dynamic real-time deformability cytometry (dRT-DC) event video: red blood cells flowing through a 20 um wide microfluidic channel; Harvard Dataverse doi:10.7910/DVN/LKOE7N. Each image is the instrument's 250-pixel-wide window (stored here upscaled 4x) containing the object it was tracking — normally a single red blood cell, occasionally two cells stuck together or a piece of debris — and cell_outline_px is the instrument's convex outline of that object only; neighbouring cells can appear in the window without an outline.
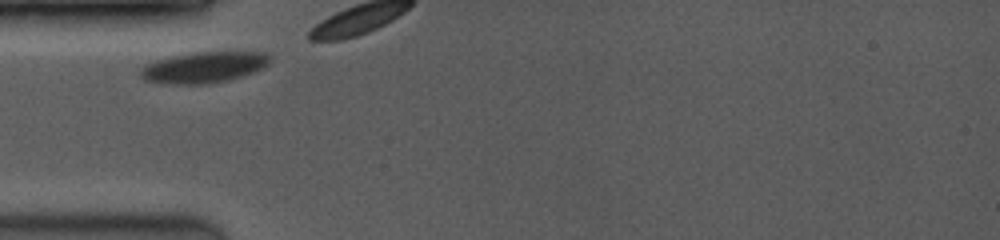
{"species": "common noctule bat (a hibernating species)", "species_latin": "Nyctalus noctula", "temperature_condition": "room temperature", "stored_images_in_passage": 17, "camera_frame_rate_fps": 3500, "um_per_image_px": 0.085, "animal": {"sex": "female", "body_mass_g": 19.0, "forearm_length_mm": 53.3}, "frame": {"image": 1, "passage_image": 1, "time_ms": 0.0, "image_size_px": [1000, 240], "cell_outline_px": [[272, 60], [264, 68], [228, 80], [208, 84], [176, 84], [144, 80], [140, 76], [140, 68], [156, 60], [172, 56], [192, 52], [268, 52], [272, 56]], "centroid_in_image_um": [17.37, 5.71], "position_along_channel_um": 67.6, "area_um2": 23.41}}
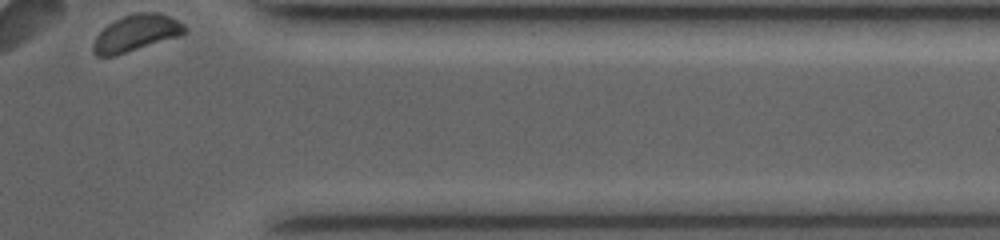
{"frame": {"image": 2, "passage_image": 17, "time_ms": 9.714, "image_size_px": [1000, 240], "cell_outline_px": [[188, 28], [180, 36], [112, 56], [96, 56], [92, 52], [92, 44], [96, 36], [108, 24], [124, 16], [136, 12], [160, 12], [184, 24]], "centroid_in_image_um": [11.56, 2.8], "position_along_channel_um": 399.8, "area_um2": 19.25}, "authors_computed_cell_mechanics": {"area_um2": 23.2934, "velocity_mm_per_s": 3.6383, "shape_relaxation_time_tau1_ms": 0.6345, "shape_relaxation_time_tau2_ms": null, "deformation_change_tau1": 0.0232, "deformation_change_tau2": null}}